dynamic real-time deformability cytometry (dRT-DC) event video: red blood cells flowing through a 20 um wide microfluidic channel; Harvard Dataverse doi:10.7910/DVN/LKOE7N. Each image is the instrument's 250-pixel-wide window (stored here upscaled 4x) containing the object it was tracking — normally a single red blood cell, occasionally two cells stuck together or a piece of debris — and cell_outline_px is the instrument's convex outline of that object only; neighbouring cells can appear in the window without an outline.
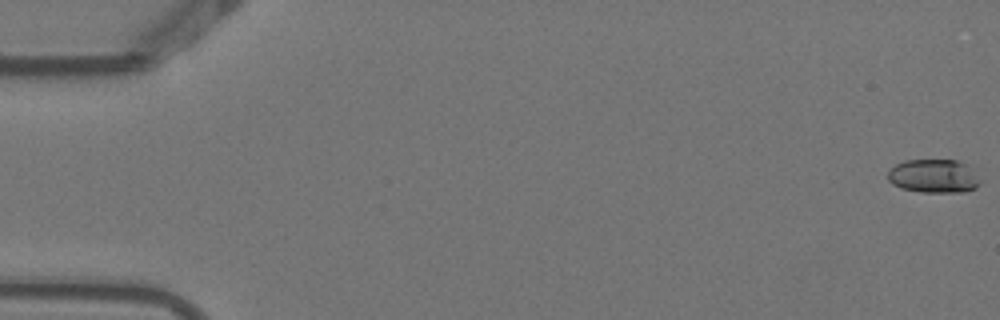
{"species": "Egyptian fruit bat (a non-hibernating species)", "species_latin": "Rousettus aegyptiacus", "temperature_condition": "warm", "stored_images_in_passage": 6, "camera_frame_rate_fps": 3000, "um_per_image_px": 0.085, "animal": {"sex": "female"}, "frame": {"image": 1, "passage_image": 1, "time_ms": 0.0, "image_size_px": [1000, 320], "cell_outline_px": [[980, 184], [976, 188], [964, 192], [920, 192], [900, 188], [892, 184], [888, 180], [888, 172], [896, 164], [904, 160], [956, 160], [968, 164], [980, 180]], "centroid_in_image_um": [79.37, 14.97], "position_along_channel_um": 5.6, "area_um2": 18.21}}
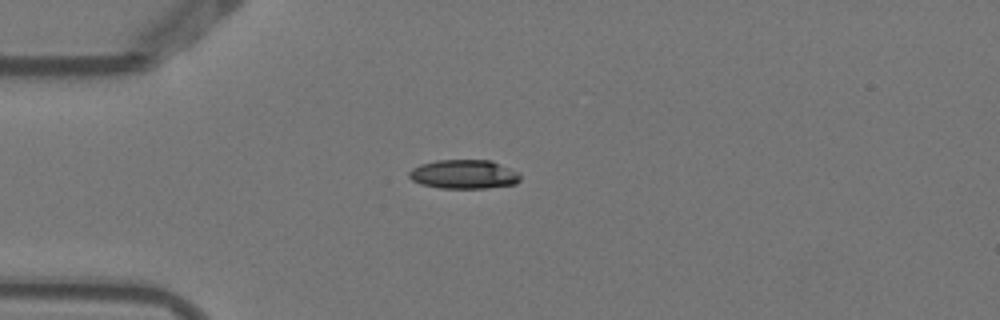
{"frame": {"image": 2, "passage_image": 5, "time_ms": 1.333, "image_size_px": [1000, 320], "cell_outline_px": [[520, 180], [516, 184], [484, 188], [440, 188], [420, 184], [412, 180], [408, 176], [408, 172], [412, 168], [420, 164], [436, 160], [492, 160], [516, 172], [520, 176]], "centroid_in_image_um": [39.39, 14.81], "position_along_channel_um": 45.6, "area_um2": 18.79}}
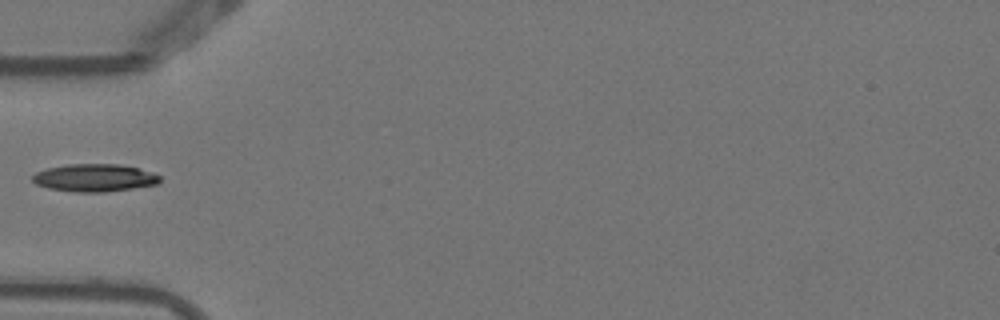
{"frame": {"image": 3, "passage_image": 6, "time_ms": 1.667, "image_size_px": [1000, 320], "cell_outline_px": [[160, 180], [156, 184], [132, 188], [104, 192], [72, 192], [48, 188], [36, 184], [32, 180], [32, 176], [36, 172], [48, 168], [68, 164], [120, 164], [140, 168], [152, 172], [160, 176]], "centroid_in_image_um": [8.02, 15.11], "position_along_channel_um": 77.0, "area_um2": 20.52}}